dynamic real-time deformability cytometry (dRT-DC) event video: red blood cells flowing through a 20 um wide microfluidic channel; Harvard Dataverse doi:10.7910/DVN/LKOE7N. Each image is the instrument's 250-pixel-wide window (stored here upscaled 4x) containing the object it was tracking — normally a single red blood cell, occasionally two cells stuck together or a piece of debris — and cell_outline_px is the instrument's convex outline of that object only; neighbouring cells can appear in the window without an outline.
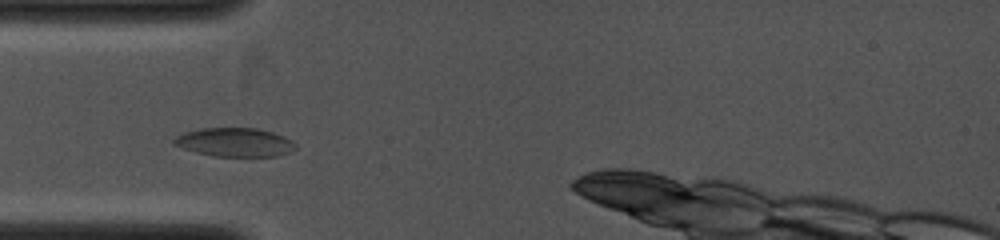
{"species": "common noctule bat (a hibernating species)", "species_latin": "Nyctalus noctula", "temperature_condition": "cold", "stored_images_in_passage": 10, "segment_of_instrument_passage": [1, 2], "camera_frame_rate_fps": 4000, "um_per_image_px": 0.085, "animal": {"sex": "female", "body_mass_g": 19.0, "forearm_length_mm": 53.3}, "frame": {"image": 1, "passage_image": 4, "time_ms": 0.75, "image_size_px": [1000, 240], "cell_outline_px": [[296, 148], [292, 152], [276, 156], [212, 156], [196, 152], [172, 144], [172, 140], [176, 136], [184, 132], [200, 128], [256, 128], [272, 132], [284, 136], [292, 140], [296, 144]], "centroid_in_image_um": [19.96, 12.09], "position_along_channel_um": 65.0, "area_um2": 20.46}}
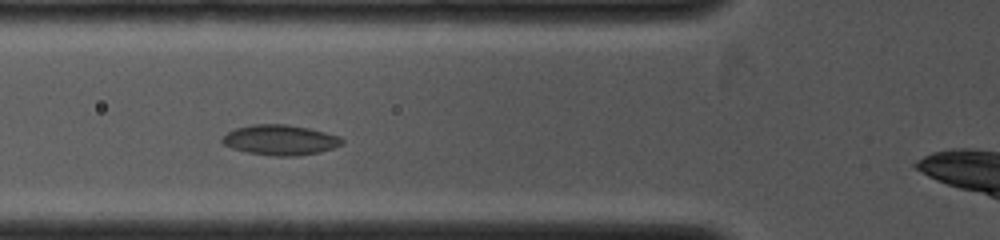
{"frame": {"image": 2, "passage_image": 7, "time_ms": 1.5, "image_size_px": [1000, 240], "cell_outline_px": [[344, 144], [320, 152], [300, 156], [272, 156], [248, 152], [232, 148], [224, 144], [220, 140], [228, 132], [236, 128], [252, 124], [288, 124], [308, 128], [340, 136], [344, 140]], "centroid_in_image_um": [23.84, 11.9], "position_along_channel_um": 102.0, "area_um2": 21.15}}
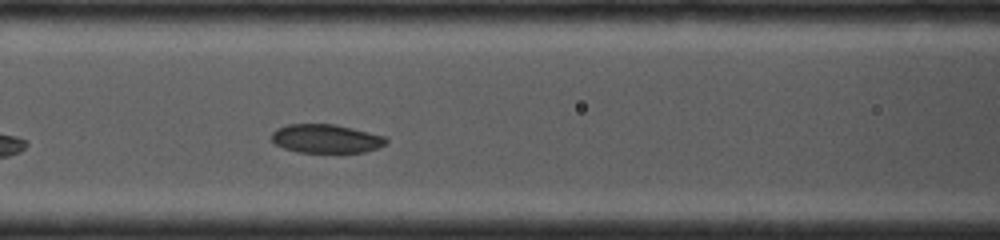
{"frame": {"image": 3, "passage_image": 9, "time_ms": 2.25, "image_size_px": [1000, 240], "cell_outline_px": [[388, 144], [364, 152], [296, 152], [284, 148], [276, 144], [272, 140], [272, 132], [276, 128], [288, 124], [336, 124], [384, 136], [388, 140]], "centroid_in_image_um": [27.71, 11.78], "position_along_channel_um": 138.9, "area_um2": 19.13}}